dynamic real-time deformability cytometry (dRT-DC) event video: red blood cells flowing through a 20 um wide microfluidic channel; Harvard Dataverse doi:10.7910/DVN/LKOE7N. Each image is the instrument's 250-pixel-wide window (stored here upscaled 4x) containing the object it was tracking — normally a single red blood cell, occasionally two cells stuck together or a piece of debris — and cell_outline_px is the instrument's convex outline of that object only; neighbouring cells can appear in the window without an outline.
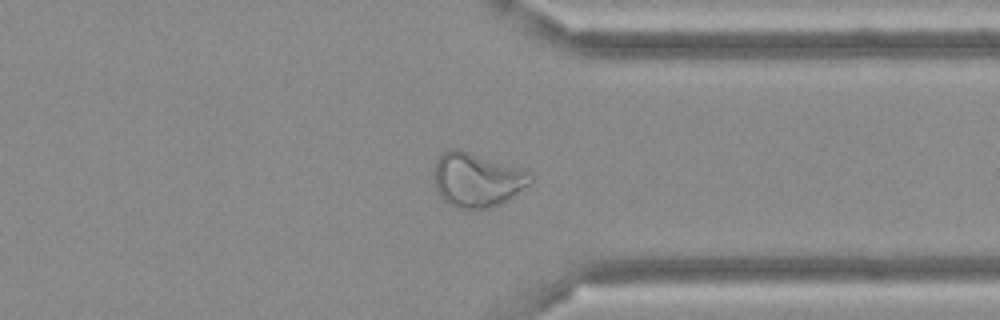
{"species": "Egyptian fruit bat (a non-hibernating species)", "species_latin": "Rousettus aegyptiacus", "temperature_condition": "cold", "stored_images_in_passage": 39, "camera_frame_rate_fps": 3000, "um_per_image_px": 0.085, "frame": {"image": 1, "passage_image": 28, "time_ms": 9.0, "image_size_px": [1000, 320], "cell_outline_px": [[536, 176], [532, 184], [500, 204], [488, 208], [456, 208], [448, 204], [440, 196], [436, 188], [436, 160], [444, 152], [452, 148], [460, 148], [528, 172]], "centroid_in_image_um": [40.57, 15.29], "position_along_channel_um": 370.8, "area_um2": 30.11}}
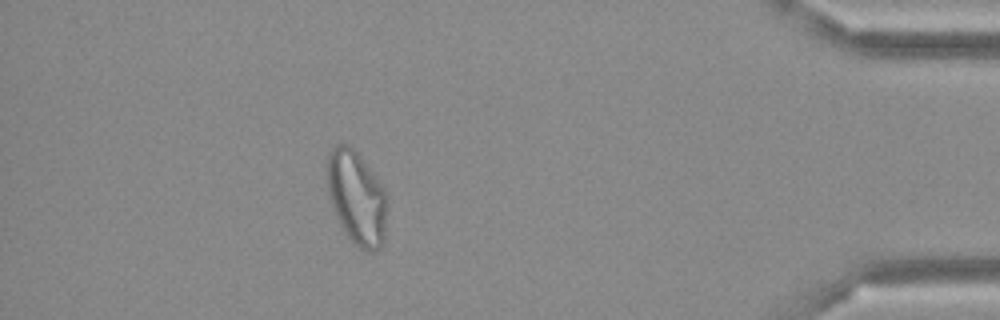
{"frame": {"image": 2, "passage_image": 34, "time_ms": 11.0, "image_size_px": [1000, 320], "cell_outline_px": [[388, 196], [384, 244], [380, 248], [372, 252], [364, 252], [352, 244], [344, 232], [332, 208], [328, 196], [324, 172], [328, 152], [336, 144], [348, 144], [360, 156], [384, 188]], "centroid_in_image_um": [30.29, 16.84], "position_along_channel_um": 404.9, "area_um2": 33.87}}